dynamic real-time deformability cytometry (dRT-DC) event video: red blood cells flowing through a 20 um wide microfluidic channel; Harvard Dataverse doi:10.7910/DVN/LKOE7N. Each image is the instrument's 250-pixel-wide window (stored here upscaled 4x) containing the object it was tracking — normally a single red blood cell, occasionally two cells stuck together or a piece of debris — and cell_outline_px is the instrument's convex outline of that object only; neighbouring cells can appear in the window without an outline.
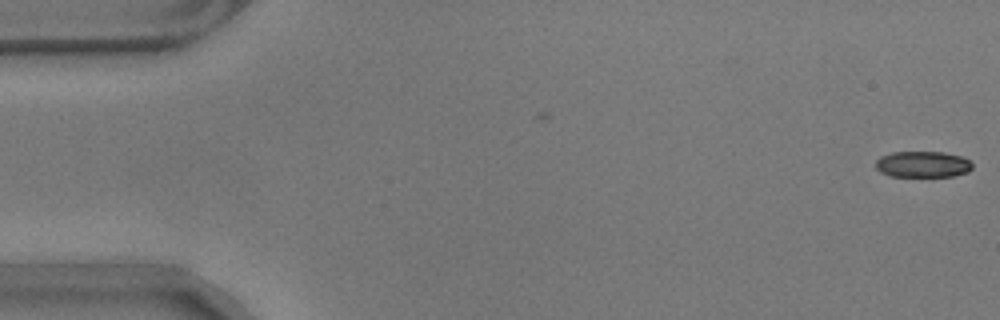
{"species": "common noctule bat (a hibernating species)", "species_latin": "Nyctalus noctula", "temperature_condition": "warm", "stored_images_in_passage": 2, "camera_frame_rate_fps": 3000, "um_per_image_px": 0.085, "animal": {"sex": "male", "body_mass_g": 17.9}, "frame": {"image": 1, "passage_image": 2, "time_ms": 0.333, "image_size_px": [1000, 320], "cell_outline_px": [[972, 168], [968, 172], [952, 176], [888, 176], [880, 172], [876, 168], [876, 160], [880, 156], [892, 152], [944, 152], [960, 156], [968, 160], [972, 164]], "centroid_in_image_um": [78.4, 13.96], "position_along_channel_um": 6.6, "area_um2": 14.74}}